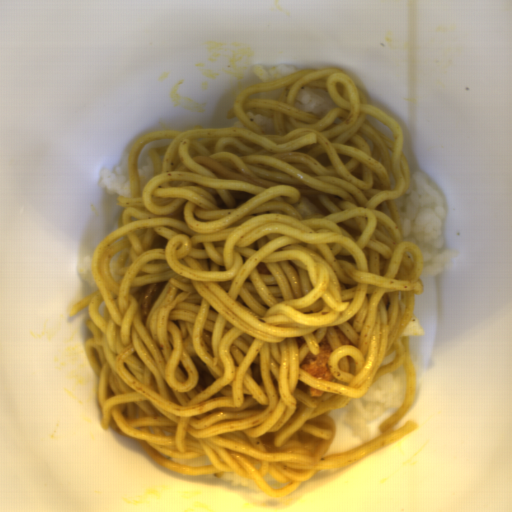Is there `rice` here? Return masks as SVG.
Returning <instances> with one entry per match:
<instances>
[{"mask_svg": "<svg viewBox=\"0 0 512 512\" xmlns=\"http://www.w3.org/2000/svg\"><path fill=\"white\" fill-rule=\"evenodd\" d=\"M100 179L98 186L105 188L110 195L120 196L123 198H132L130 181L127 167L119 164L114 171L110 168H102L99 170Z\"/></svg>", "mask_w": 512, "mask_h": 512, "instance_id": "acb35da6", "label": "rice"}, {"mask_svg": "<svg viewBox=\"0 0 512 512\" xmlns=\"http://www.w3.org/2000/svg\"><path fill=\"white\" fill-rule=\"evenodd\" d=\"M294 107L323 119L334 107L339 106L332 101L327 90L304 85L294 99Z\"/></svg>", "mask_w": 512, "mask_h": 512, "instance_id": "8eca5e8b", "label": "rice"}, {"mask_svg": "<svg viewBox=\"0 0 512 512\" xmlns=\"http://www.w3.org/2000/svg\"><path fill=\"white\" fill-rule=\"evenodd\" d=\"M232 128H242V129H248L245 125H243L238 119L234 123ZM249 130V129H248Z\"/></svg>", "mask_w": 512, "mask_h": 512, "instance_id": "fb1fb577", "label": "rice"}, {"mask_svg": "<svg viewBox=\"0 0 512 512\" xmlns=\"http://www.w3.org/2000/svg\"><path fill=\"white\" fill-rule=\"evenodd\" d=\"M245 112V111H244ZM247 116L254 121L265 135H276L274 128V118L267 117L254 112H245Z\"/></svg>", "mask_w": 512, "mask_h": 512, "instance_id": "a3056103", "label": "rice"}, {"mask_svg": "<svg viewBox=\"0 0 512 512\" xmlns=\"http://www.w3.org/2000/svg\"><path fill=\"white\" fill-rule=\"evenodd\" d=\"M408 191L394 200L401 219L403 241L419 246L423 267L420 277H435L457 258L456 249L446 247L442 223L444 201L435 187L419 172H411Z\"/></svg>", "mask_w": 512, "mask_h": 512, "instance_id": "652b925c", "label": "rice"}, {"mask_svg": "<svg viewBox=\"0 0 512 512\" xmlns=\"http://www.w3.org/2000/svg\"><path fill=\"white\" fill-rule=\"evenodd\" d=\"M159 453V452H158ZM162 457L169 459L175 463L183 464L190 467H199L203 465H212L207 454L204 455L201 458H176V457H169L164 454L159 453Z\"/></svg>", "mask_w": 512, "mask_h": 512, "instance_id": "e7b20468", "label": "rice"}, {"mask_svg": "<svg viewBox=\"0 0 512 512\" xmlns=\"http://www.w3.org/2000/svg\"><path fill=\"white\" fill-rule=\"evenodd\" d=\"M139 178H140V197H143V189L146 184H148L155 175L154 163L151 157L148 158L145 166H142L138 169Z\"/></svg>", "mask_w": 512, "mask_h": 512, "instance_id": "f2f60c81", "label": "rice"}, {"mask_svg": "<svg viewBox=\"0 0 512 512\" xmlns=\"http://www.w3.org/2000/svg\"><path fill=\"white\" fill-rule=\"evenodd\" d=\"M92 258L93 255L85 256L82 262H80L79 265L77 266V272L79 276L86 280L90 288L96 293L99 290L95 284L93 272L91 269Z\"/></svg>", "mask_w": 512, "mask_h": 512, "instance_id": "e3fd555f", "label": "rice"}, {"mask_svg": "<svg viewBox=\"0 0 512 512\" xmlns=\"http://www.w3.org/2000/svg\"><path fill=\"white\" fill-rule=\"evenodd\" d=\"M406 369L402 364L397 370L377 379L361 398H351L342 407L345 410L344 424L349 426L351 437L361 444L371 440L370 423L386 410L401 408L406 396Z\"/></svg>", "mask_w": 512, "mask_h": 512, "instance_id": "023b6e5f", "label": "rice"}, {"mask_svg": "<svg viewBox=\"0 0 512 512\" xmlns=\"http://www.w3.org/2000/svg\"><path fill=\"white\" fill-rule=\"evenodd\" d=\"M395 356H396V350L394 352H392L390 355H388L387 357L384 358L380 368L383 367V366L388 365L395 358Z\"/></svg>", "mask_w": 512, "mask_h": 512, "instance_id": "50a67109", "label": "rice"}, {"mask_svg": "<svg viewBox=\"0 0 512 512\" xmlns=\"http://www.w3.org/2000/svg\"><path fill=\"white\" fill-rule=\"evenodd\" d=\"M288 88V87H287ZM282 88L275 91H261L259 92L257 99H269V100H276L278 101L281 94L287 89Z\"/></svg>", "mask_w": 512, "mask_h": 512, "instance_id": "d2b440a0", "label": "rice"}, {"mask_svg": "<svg viewBox=\"0 0 512 512\" xmlns=\"http://www.w3.org/2000/svg\"><path fill=\"white\" fill-rule=\"evenodd\" d=\"M298 70H295L293 65H278L271 69H266L265 67L257 64L254 73L258 77L260 83H270L282 77H285L291 73H294Z\"/></svg>", "mask_w": 512, "mask_h": 512, "instance_id": "b023fe2a", "label": "rice"}, {"mask_svg": "<svg viewBox=\"0 0 512 512\" xmlns=\"http://www.w3.org/2000/svg\"><path fill=\"white\" fill-rule=\"evenodd\" d=\"M219 478H221L222 480L231 482V486L233 488L236 486H241V487H247V488H253V489L260 490V488L258 487V485L255 483L254 480H248V479L242 478L239 475H237L236 473L226 472Z\"/></svg>", "mask_w": 512, "mask_h": 512, "instance_id": "0b520998", "label": "rice"}]
</instances>
